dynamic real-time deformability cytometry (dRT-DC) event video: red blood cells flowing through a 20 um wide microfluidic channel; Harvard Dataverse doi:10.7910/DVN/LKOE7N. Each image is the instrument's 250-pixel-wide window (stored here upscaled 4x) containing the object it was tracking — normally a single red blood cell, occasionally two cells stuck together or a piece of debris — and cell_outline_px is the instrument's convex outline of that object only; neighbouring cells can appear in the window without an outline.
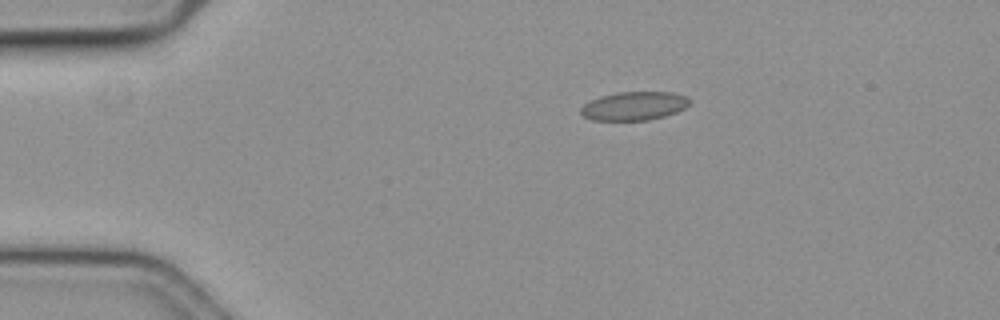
{"species": "common noctule bat (a hibernating species)", "species_latin": "Nyctalus noctula", "temperature_condition": "cold", "stored_images_in_passage": 10, "camera_frame_rate_fps": 3000, "um_per_image_px": 0.085, "animal": {"sex": "female", "body_mass_g": 19.3, "forearm_length_mm": 54.1}, "frame": {"image": 1, "passage_image": 1, "time_ms": 0.0, "image_size_px": [1000, 320], "cell_outline_px": [[692, 100], [684, 108], [676, 112], [664, 116], [648, 120], [592, 120], [584, 116], [580, 112], [580, 108], [584, 104], [600, 96], [616, 92], [672, 92], [688, 96]], "centroid_in_image_um": [53.91, 9.0], "position_along_channel_um": 31.1, "area_um2": 18.15}}
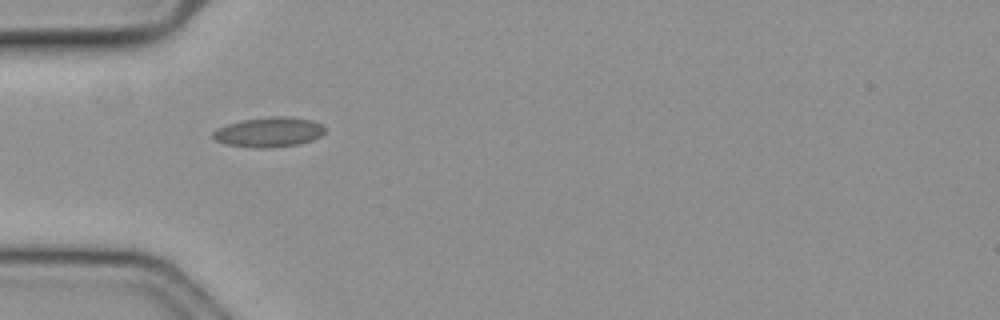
{"frame": {"image": 2, "passage_image": 8, "time_ms": 2.333, "image_size_px": [1000, 320], "cell_outline_px": [[324, 132], [320, 136], [312, 140], [296, 144], [268, 148], [256, 148], [224, 144], [216, 140], [212, 136], [212, 132], [216, 128], [228, 124], [244, 120], [268, 116], [288, 116], [312, 120], [320, 124], [324, 128]], "centroid_in_image_um": [22.83, 11.22], "position_along_channel_um": 62.2, "area_um2": 19.42}}